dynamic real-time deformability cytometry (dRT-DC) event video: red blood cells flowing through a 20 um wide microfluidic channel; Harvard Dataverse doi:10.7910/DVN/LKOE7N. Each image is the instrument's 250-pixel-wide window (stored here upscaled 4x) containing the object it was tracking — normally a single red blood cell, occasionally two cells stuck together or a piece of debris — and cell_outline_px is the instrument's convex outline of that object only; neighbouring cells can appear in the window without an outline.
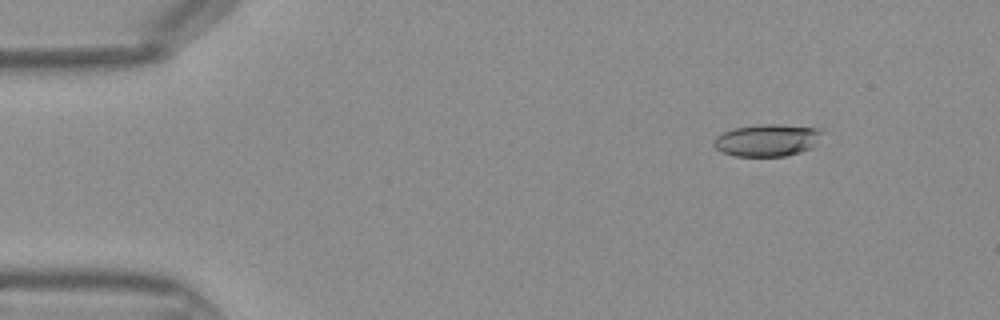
{"species": "Egyptian fruit bat (a non-hibernating species)", "species_latin": "Rousettus aegyptiacus", "temperature_condition": "warm", "stored_images_in_passage": 45, "camera_frame_rate_fps": 3000, "um_per_image_px": 0.085, "frame": {"image": 1, "passage_image": 6, "time_ms": 1.667, "image_size_px": [1000, 320], "cell_outline_px": [[820, 132], [812, 148], [800, 152], [784, 156], [732, 156], [716, 148], [712, 144], [712, 140], [716, 136], [732, 128], [760, 124], [780, 124], [820, 128]], "centroid_in_image_um": [65.15, 11.91], "position_along_channel_um": 19.9, "area_um2": 20.23}}
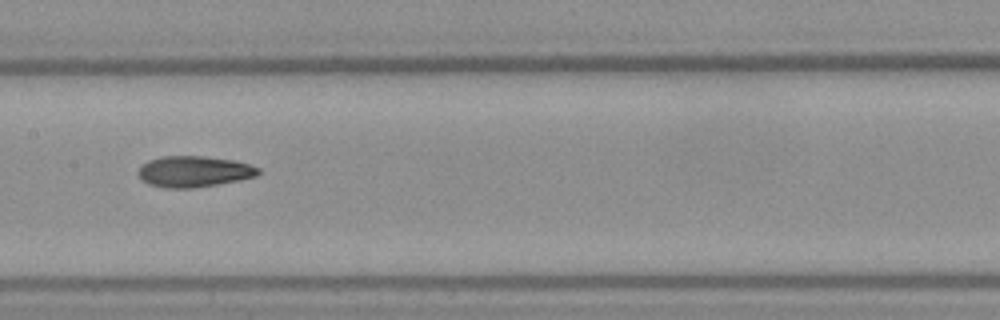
{"frame": {"image": 2, "passage_image": 23, "time_ms": 7.333, "image_size_px": [1000, 320], "cell_outline_px": [[260, 172], [256, 176], [240, 180], [192, 188], [164, 188], [148, 184], [140, 180], [136, 172], [148, 160], [160, 156], [204, 156], [236, 160], [260, 168]], "centroid_in_image_um": [16.46, 14.58], "position_along_channel_um": 190.9, "area_um2": 21.91}}
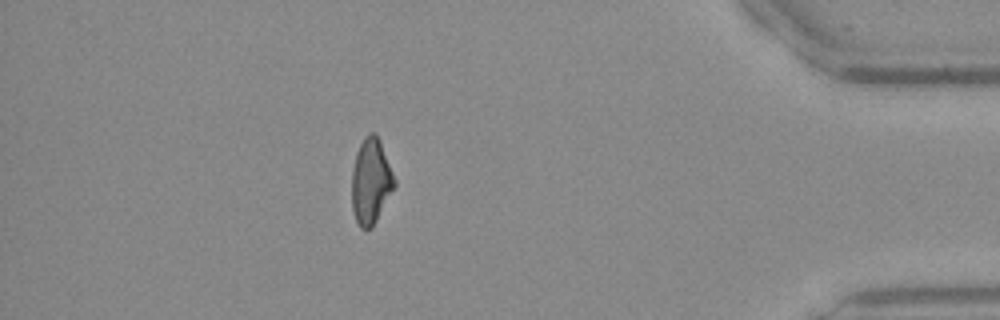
{"frame": {"image": 3, "passage_image": 40, "time_ms": 13.0, "image_size_px": [1000, 320], "cell_outline_px": [[396, 184], [372, 228], [360, 228], [352, 212], [352, 168], [356, 152], [364, 136], [368, 132], [376, 132], [380, 140], [396, 180]], "centroid_in_image_um": [31.51, 15.38], "position_along_channel_um": 403.7, "area_um2": 21.33}}